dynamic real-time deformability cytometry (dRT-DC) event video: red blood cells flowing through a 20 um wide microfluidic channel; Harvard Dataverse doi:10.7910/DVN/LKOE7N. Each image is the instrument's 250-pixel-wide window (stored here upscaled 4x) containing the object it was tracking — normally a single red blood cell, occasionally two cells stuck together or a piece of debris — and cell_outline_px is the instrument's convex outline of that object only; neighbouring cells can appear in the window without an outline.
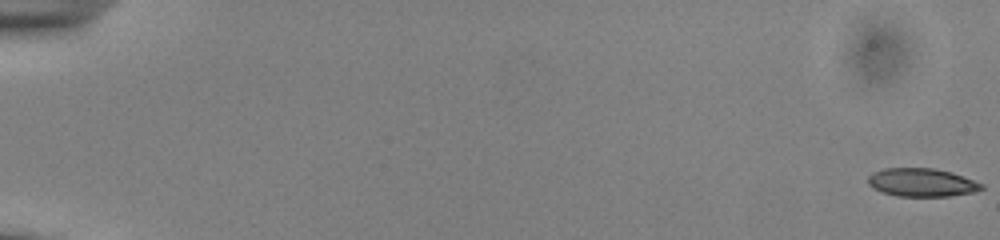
{"species": "common noctule bat (a hibernating species)", "species_latin": "Nyctalus noctula", "temperature_condition": "cold", "stored_images_in_passage": 56, "camera_frame_rate_fps": 3000, "um_per_image_px": 0.085, "animal": {"sex": "male", "body_mass_g": 13.0, "forearm_length_mm": 53.1}, "frame": {"image": 1, "passage_image": 1, "time_ms": 0.0, "image_size_px": [1000, 240], "cell_outline_px": [[984, 188], [976, 192], [952, 196], [896, 196], [880, 192], [872, 188], [868, 184], [868, 176], [872, 172], [884, 168], [932, 168], [952, 172], [984, 184]], "centroid_in_image_um": [78.34, 15.51], "position_along_channel_um": 6.7, "area_um2": 18.96}}
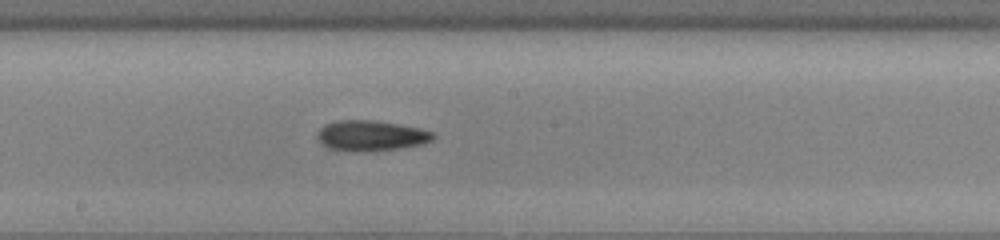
{"frame": {"image": 2, "passage_image": 32, "time_ms": 10.333, "image_size_px": [1000, 240], "cell_outline_px": [[436, 136], [432, 140], [424, 144], [400, 148], [368, 152], [348, 152], [328, 148], [316, 136], [320, 128], [324, 124], [336, 120], [372, 120], [420, 128], [436, 132]], "centroid_in_image_um": [31.55, 11.54], "position_along_channel_um": 216.6, "area_um2": 20.87}}
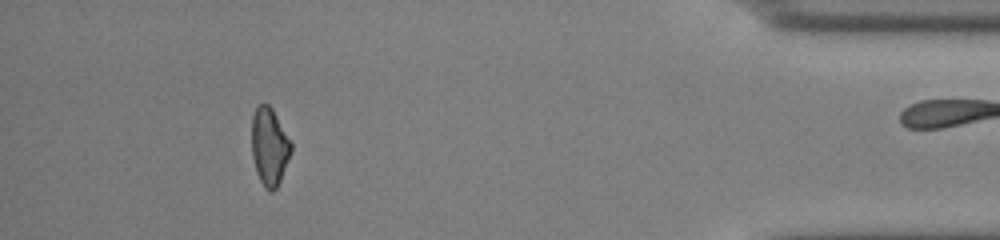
{"frame": {"image": 3, "passage_image": 51, "time_ms": 16.667, "image_size_px": [1000, 240], "cell_outline_px": [[292, 152], [280, 180], [276, 188], [272, 192], [268, 192], [264, 188], [256, 172], [252, 156], [252, 116], [256, 104], [268, 104], [272, 108], [292, 144]], "centroid_in_image_um": [22.89, 12.46], "position_along_channel_um": 412.3, "area_um2": 17.92}, "authors_computed_cell_mechanics": {"area_um2": 19.1318, "velocity_mm_per_s": 3.8778, "shape_relaxation_time_tau1_ms": 5.923, "shape_relaxation_time_tau2_ms": 1.7105, "deformation_change_tau1": 0.1299, "deformation_change_tau2": 0.0934}}